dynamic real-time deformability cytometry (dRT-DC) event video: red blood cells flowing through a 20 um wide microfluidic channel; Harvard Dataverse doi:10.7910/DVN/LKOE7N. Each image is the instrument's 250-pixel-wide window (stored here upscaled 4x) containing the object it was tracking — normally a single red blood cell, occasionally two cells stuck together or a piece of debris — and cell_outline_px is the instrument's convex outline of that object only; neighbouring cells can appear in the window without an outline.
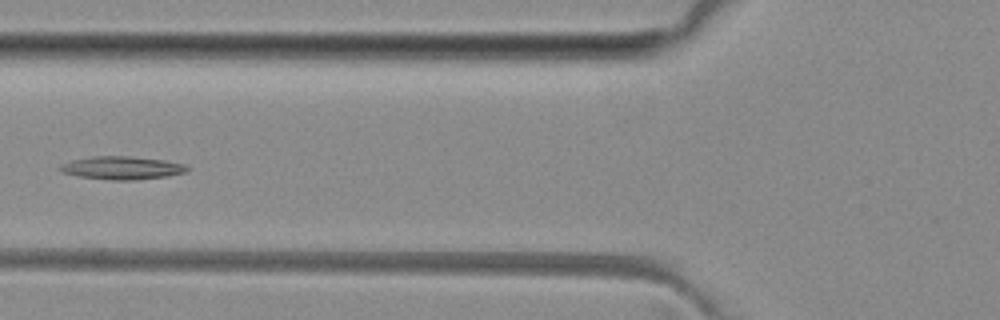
{"species": "common noctule bat (a hibernating species)", "species_latin": "Nyctalus noctula", "temperature_condition": "room temperature", "stored_images_in_passage": 6, "camera_frame_rate_fps": 3000, "um_per_image_px": 0.085, "animal": {"sex": "female", "body_mass_g": 29.2, "forearm_length_mm": 56.3}, "frame": {"image": 1, "passage_image": 6, "time_ms": 5.667, "image_size_px": [1000, 320], "cell_outline_px": [[188, 168], [184, 172], [168, 176], [136, 180], [112, 180], [80, 176], [60, 172], [56, 168], [60, 164], [72, 160], [92, 156], [132, 156], [164, 160], [184, 164]], "centroid_in_image_um": [10.31, 14.26], "position_along_channel_um": 115.5, "area_um2": 17.11}}